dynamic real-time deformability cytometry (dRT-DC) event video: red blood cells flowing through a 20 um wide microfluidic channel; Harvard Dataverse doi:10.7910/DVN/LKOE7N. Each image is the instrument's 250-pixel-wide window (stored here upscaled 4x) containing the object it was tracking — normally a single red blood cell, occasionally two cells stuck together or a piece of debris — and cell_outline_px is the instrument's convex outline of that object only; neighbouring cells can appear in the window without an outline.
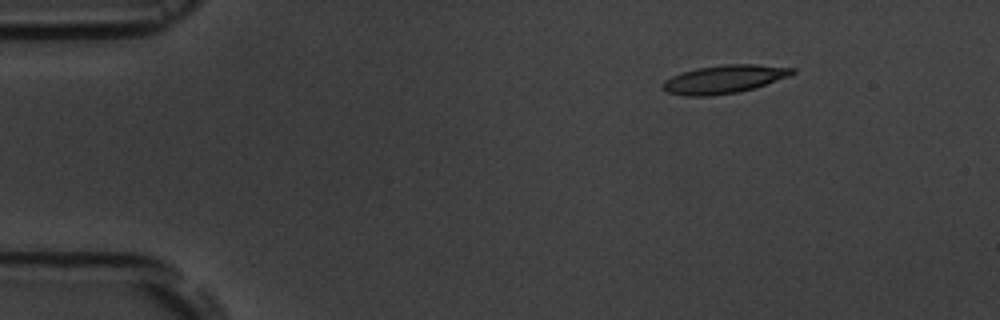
{"species": "common noctule bat (a hibernating species)", "species_latin": "Nyctalus noctula", "temperature_condition": "room temperature", "stored_images_in_passage": 5, "camera_frame_rate_fps": 3000, "um_per_image_px": 0.085, "animal": {"sex": "male", "body_mass_g": 19.5, "forearm_length_mm": 54.6}, "frame": {"image": 1, "passage_image": 1, "time_ms": 0.0, "image_size_px": [1000, 320], "cell_outline_px": [[796, 72], [788, 76], [752, 88], [736, 92], [708, 96], [684, 96], [668, 92], [660, 88], [660, 84], [664, 80], [672, 76], [696, 68], [724, 64], [756, 64], [796, 68]], "centroid_in_image_um": [61.5, 6.72], "position_along_channel_um": 23.5, "area_um2": 21.15}}
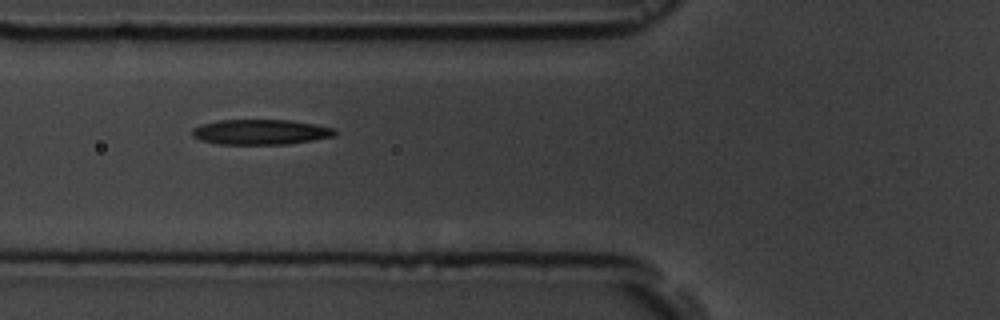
{"frame": {"image": 2, "passage_image": 4, "time_ms": 4.333, "image_size_px": [1000, 320], "cell_outline_px": [[336, 132], [332, 136], [312, 140], [288, 144], [220, 144], [200, 140], [192, 136], [192, 128], [204, 124], [220, 120], [292, 120], [336, 128]], "centroid_in_image_um": [22.15, 11.22], "position_along_channel_um": 103.6, "area_um2": 20.81}}
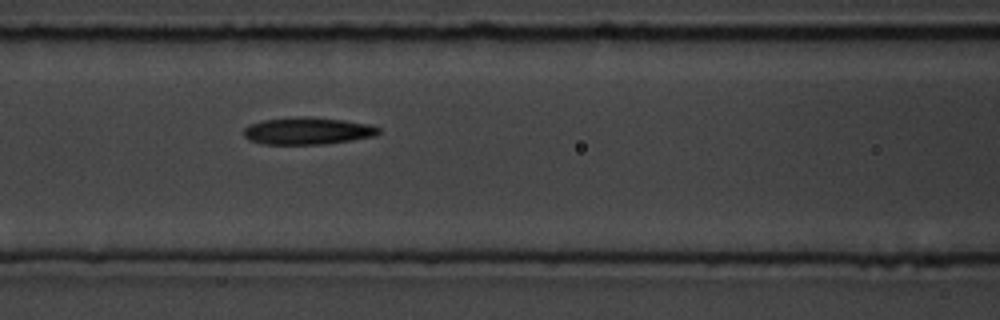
{"frame": {"image": 3, "passage_image": 5, "time_ms": 5.333, "image_size_px": [1000, 320], "cell_outline_px": [[380, 132], [376, 136], [328, 144], [264, 144], [248, 140], [244, 136], [244, 128], [248, 124], [264, 120], [296, 116], [312, 116], [344, 120], [368, 124], [380, 128]], "centroid_in_image_um": [26.14, 11.12], "position_along_channel_um": 140.5, "area_um2": 21.62}}